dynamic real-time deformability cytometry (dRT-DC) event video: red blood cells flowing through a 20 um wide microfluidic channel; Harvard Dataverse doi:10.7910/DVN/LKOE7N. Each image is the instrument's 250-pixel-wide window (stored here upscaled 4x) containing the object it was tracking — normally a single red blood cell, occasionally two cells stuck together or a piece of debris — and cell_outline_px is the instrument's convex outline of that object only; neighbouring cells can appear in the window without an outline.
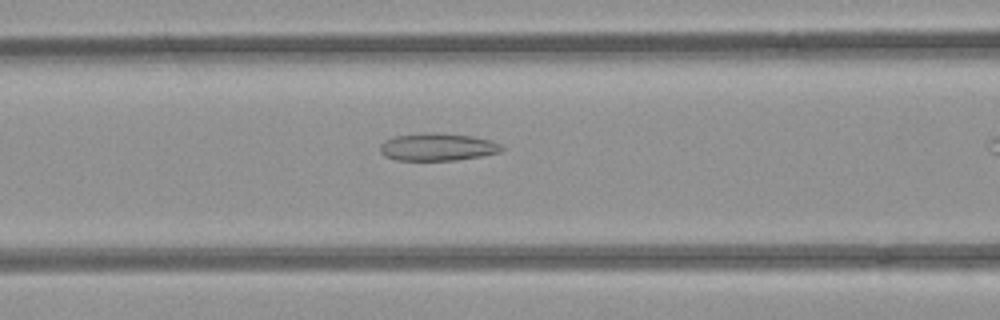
{"species": "common noctule bat (a hibernating species)", "species_latin": "Nyctalus noctula", "temperature_condition": "room temperature", "stored_images_in_passage": 30, "camera_frame_rate_fps": 3000, "um_per_image_px": 0.085, "animal": {"sex": "female", "body_mass_g": 21.9}, "frame": {"image": 1, "passage_image": 9, "time_ms": 2.667, "image_size_px": [1000, 320], "cell_outline_px": [[508, 148], [500, 152], [480, 156], [456, 160], [396, 160], [384, 156], [380, 152], [380, 144], [384, 140], [396, 136], [428, 132], [472, 136], [492, 140]], "centroid_in_image_um": [37.21, 12.49], "position_along_channel_um": 129.4, "area_um2": 19.59}}
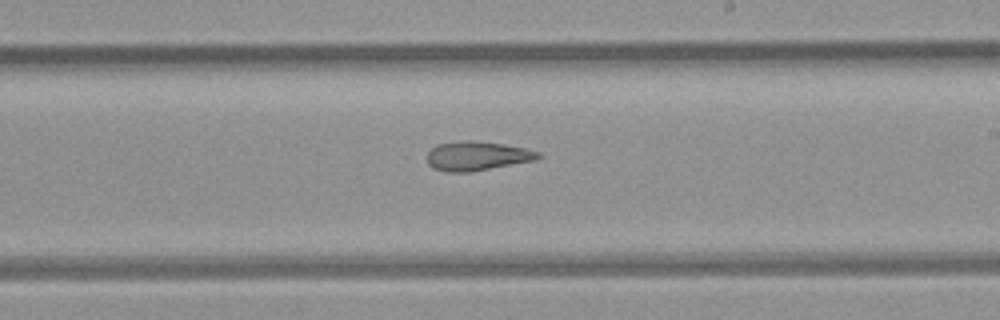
{"frame": {"image": 2, "passage_image": 18, "time_ms": 5.667, "image_size_px": [1000, 320], "cell_outline_px": [[544, 156], [536, 160], [472, 172], [444, 172], [432, 168], [428, 164], [428, 152], [436, 144], [456, 140], [468, 140], [504, 144], [524, 148], [540, 152]], "centroid_in_image_um": [40.55, 13.26], "position_along_channel_um": 248.5, "area_um2": 19.19}}
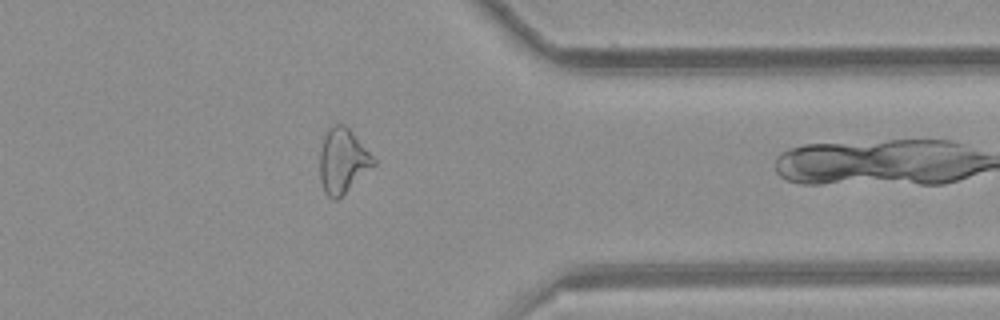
{"frame": {"image": 3, "passage_image": 29, "time_ms": 9.333, "image_size_px": [1000, 320], "cell_outline_px": [[376, 164], [336, 200], [332, 200], [324, 192], [320, 180], [320, 152], [324, 136], [328, 128], [336, 124], [344, 124], [348, 128], [376, 160]], "centroid_in_image_um": [29.11, 13.68], "position_along_channel_um": 382.3, "area_um2": 19.88}}